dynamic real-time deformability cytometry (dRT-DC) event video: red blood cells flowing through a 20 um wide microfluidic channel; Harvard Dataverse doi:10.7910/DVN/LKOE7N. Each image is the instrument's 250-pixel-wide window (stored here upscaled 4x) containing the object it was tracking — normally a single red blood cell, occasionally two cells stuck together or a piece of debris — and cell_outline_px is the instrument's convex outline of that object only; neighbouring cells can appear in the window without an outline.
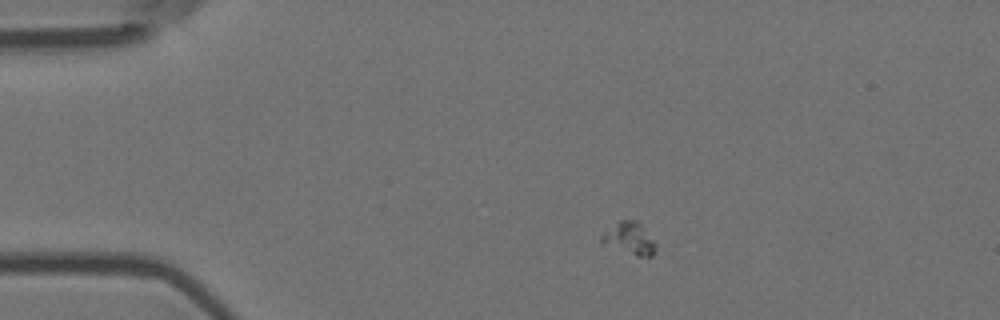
{"species": "Egyptian fruit bat (a non-hibernating species)", "species_latin": "Rousettus aegyptiacus", "temperature_condition": "room temperature", "stored_images_in_passage": 34, "camera_frame_rate_fps": 3000, "um_per_image_px": 0.085, "animal": {"sex": "female"}, "frame": {"image": 1, "passage_image": 5, "time_ms": 1.333, "image_size_px": [1000, 320], "cell_outline_px": [[656, 252], [652, 256], [636, 256], [600, 244], [600, 236], [620, 220], [636, 220], [640, 224], [656, 244]], "centroid_in_image_um": [53.48, 20.3], "position_along_channel_um": 31.5, "area_um2": 10.12}}
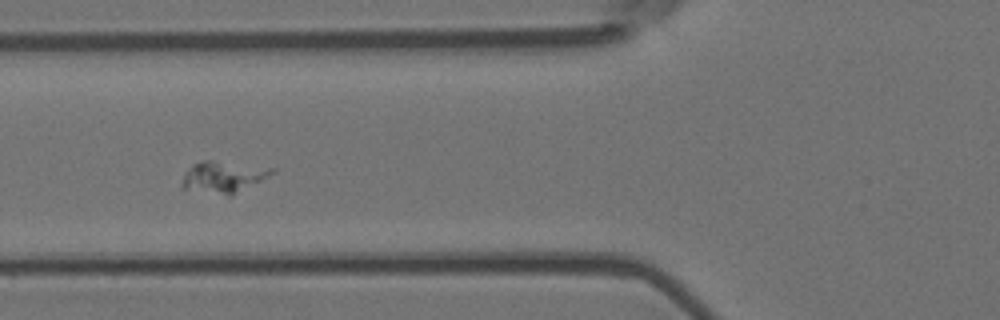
{"frame": {"image": 2, "passage_image": 16, "time_ms": 5.0, "image_size_px": [1000, 320], "cell_outline_px": [[276, 172], [232, 196], [228, 196], [180, 188], [180, 184], [184, 172], [192, 164], [204, 160], [212, 160], [276, 168]], "centroid_in_image_um": [18.96, 15.04], "position_along_channel_um": 106.8, "area_um2": 16.76}}
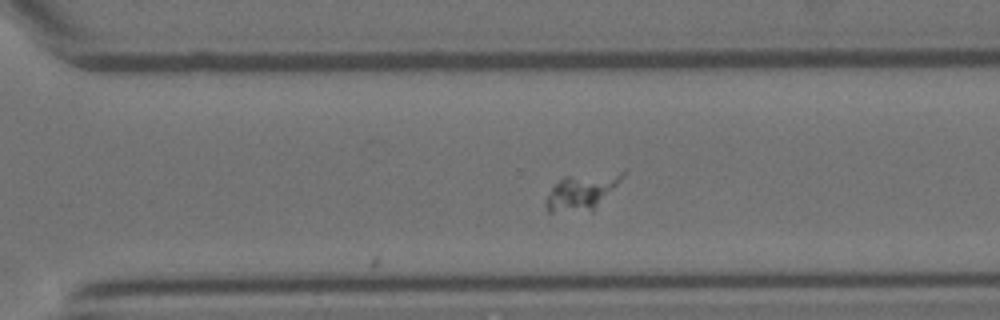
{"frame": {"image": 3, "passage_image": 34, "time_ms": 11.0, "image_size_px": [1000, 320], "cell_outline_px": [[624, 176], [592, 212], [548, 212], [544, 204], [544, 200], [552, 188], [564, 176], [624, 168]], "centroid_in_image_um": [49.49, 16.25], "position_along_channel_um": 321.1, "area_um2": 16.7}}